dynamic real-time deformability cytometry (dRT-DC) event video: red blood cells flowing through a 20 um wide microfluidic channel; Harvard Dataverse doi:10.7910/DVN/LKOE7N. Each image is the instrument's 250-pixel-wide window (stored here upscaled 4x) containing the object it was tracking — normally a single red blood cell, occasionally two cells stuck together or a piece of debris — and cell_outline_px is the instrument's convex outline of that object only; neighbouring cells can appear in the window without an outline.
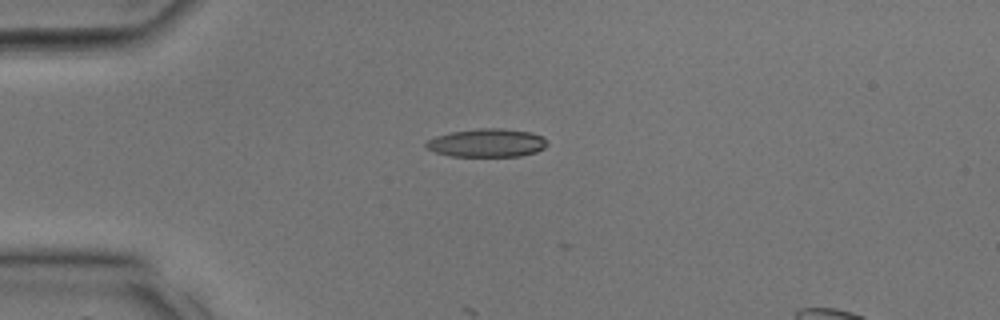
{"species": "common noctule bat (a hibernating species)", "species_latin": "Nyctalus noctula", "temperature_condition": "room temperature", "stored_images_in_passage": 15, "camera_frame_rate_fps": 3000, "um_per_image_px": 0.085, "animal": {"sex": "male", "body_mass_g": 17.9, "forearm_length_mm": 54.2}, "frame": {"image": 1, "passage_image": 9, "time_ms": 2.667, "image_size_px": [1000, 320], "cell_outline_px": [[548, 144], [544, 148], [536, 152], [520, 156], [452, 156], [436, 152], [424, 148], [424, 144], [428, 140], [436, 136], [452, 132], [480, 128], [504, 128], [532, 132], [544, 136]], "centroid_in_image_um": [41.42, 12.14], "position_along_channel_um": 43.6, "area_um2": 20.11}}
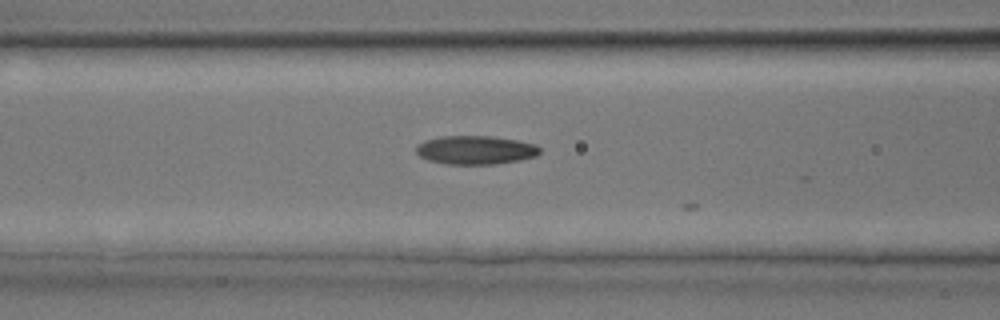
{"frame": {"image": 2, "passage_image": 14, "time_ms": 4.333, "image_size_px": [1000, 320], "cell_outline_px": [[540, 152], [536, 156], [520, 160], [496, 164], [448, 164], [428, 160], [420, 156], [416, 152], [416, 144], [424, 140], [440, 136], [492, 136], [516, 140], [536, 144], [540, 148]], "centroid_in_image_um": [40.41, 12.74], "position_along_channel_um": 126.2, "area_um2": 20.75}}